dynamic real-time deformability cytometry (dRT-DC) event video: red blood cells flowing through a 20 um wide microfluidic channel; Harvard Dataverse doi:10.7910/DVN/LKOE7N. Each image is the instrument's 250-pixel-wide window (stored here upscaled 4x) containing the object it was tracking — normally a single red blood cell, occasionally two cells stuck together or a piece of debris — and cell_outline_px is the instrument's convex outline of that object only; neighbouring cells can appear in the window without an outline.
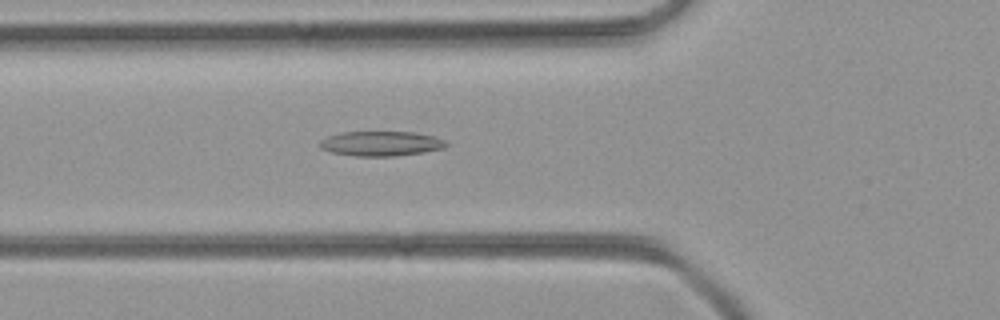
{"species": "common noctule bat (a hibernating species)", "species_latin": "Nyctalus noctula", "temperature_condition": "room temperature", "stored_images_in_passage": 51, "camera_frame_rate_fps": 3000, "um_per_image_px": 0.085, "animal": {"sex": "female", "body_mass_g": 21.9}, "frame": {"image": 1, "passage_image": 19, "time_ms": 6.0, "image_size_px": [1000, 320], "cell_outline_px": [[448, 144], [444, 148], [424, 152], [396, 156], [356, 156], [332, 152], [320, 148], [320, 140], [328, 136], [344, 132], [412, 132], [432, 136], [444, 140]], "centroid_in_image_um": [32.38, 12.21], "position_along_channel_um": 93.4, "area_um2": 18.09}}
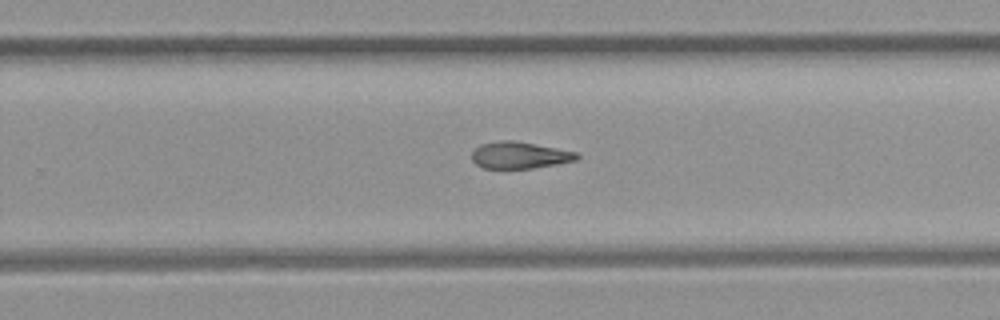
{"frame": {"image": 2, "passage_image": 33, "time_ms": 10.667, "image_size_px": [1000, 320], "cell_outline_px": [[580, 156], [576, 160], [556, 164], [532, 168], [484, 168], [476, 164], [472, 160], [472, 152], [480, 144], [500, 140], [512, 140], [556, 148], [576, 152]], "centroid_in_image_um": [44.14, 13.19], "position_along_channel_um": 285.7, "area_um2": 16.18}}
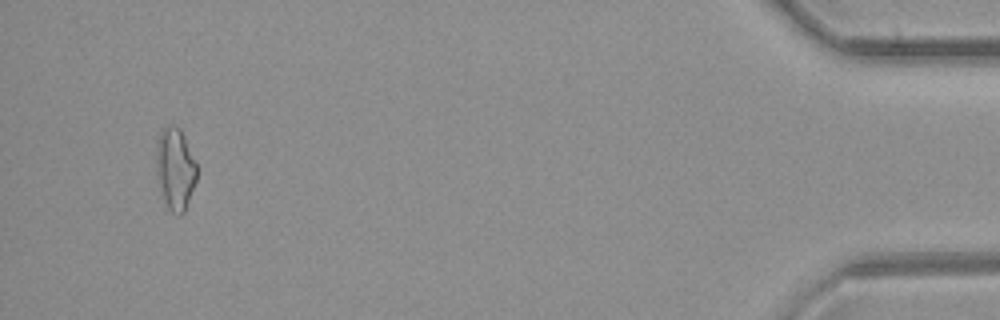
{"frame": {"image": 3, "passage_image": 49, "time_ms": 16.0, "image_size_px": [1000, 320], "cell_outline_px": [[196, 180], [184, 212], [180, 216], [176, 216], [168, 208], [160, 192], [156, 160], [156, 152], [160, 132], [168, 124], [172, 124], [180, 128], [196, 164]], "centroid_in_image_um": [14.88, 14.37], "position_along_channel_um": 420.3, "area_um2": 19.07}}